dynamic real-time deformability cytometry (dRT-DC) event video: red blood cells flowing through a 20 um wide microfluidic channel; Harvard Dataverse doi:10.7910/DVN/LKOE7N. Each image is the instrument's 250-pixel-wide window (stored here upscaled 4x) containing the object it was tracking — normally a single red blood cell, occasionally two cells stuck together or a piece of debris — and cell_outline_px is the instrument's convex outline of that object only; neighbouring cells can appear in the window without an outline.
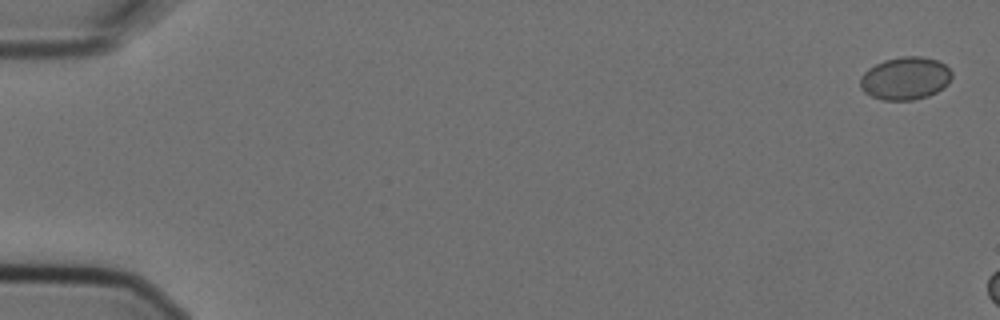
{"species": "Egyptian fruit bat (a non-hibernating species)", "species_latin": "Rousettus aegyptiacus", "temperature_condition": "cold", "stored_images_in_passage": 5, "camera_frame_rate_fps": 3000, "um_per_image_px": 0.085, "animal": {"sex": "female"}, "frame": {"image": 1, "passage_image": 1, "time_ms": 0.0, "image_size_px": [1000, 320], "cell_outline_px": [[952, 76], [948, 84], [944, 88], [928, 96], [912, 100], [884, 100], [872, 96], [864, 92], [860, 88], [860, 76], [868, 68], [884, 60], [900, 56], [920, 56], [936, 60], [944, 64], [952, 72]], "centroid_in_image_um": [76.94, 6.66], "position_along_channel_um": 8.1, "area_um2": 22.95}}
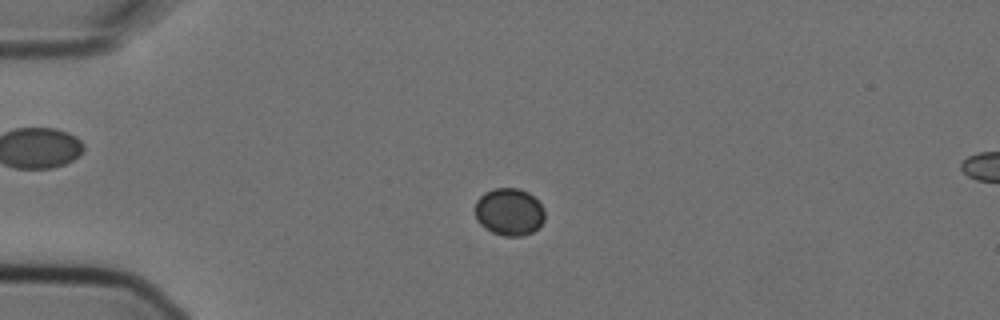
{"frame": {"image": 2, "passage_image": 3, "time_ms": 0.667, "image_size_px": [1000, 320], "cell_outline_px": [[544, 220], [532, 232], [520, 236], [504, 236], [492, 232], [484, 228], [476, 220], [476, 200], [484, 192], [492, 188], [520, 188], [528, 192], [544, 208]], "centroid_in_image_um": [43.26, 18.0], "position_along_channel_um": 41.7, "area_um2": 19.25}}
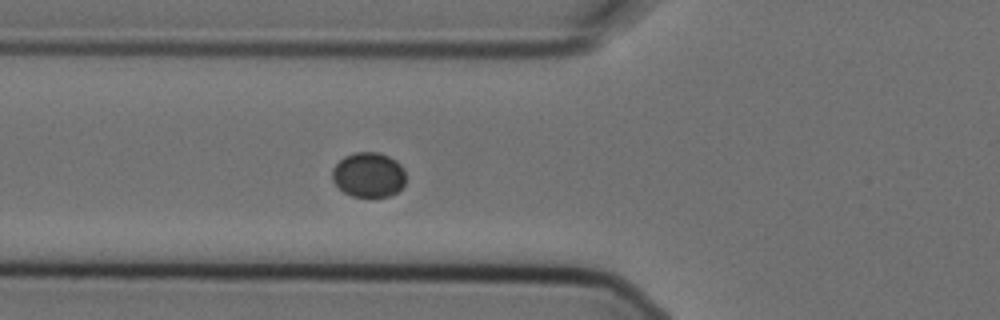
{"frame": {"image": 3, "passage_image": 5, "time_ms": 1.333, "image_size_px": [1000, 320], "cell_outline_px": [[404, 184], [396, 192], [388, 196], [352, 196], [344, 192], [332, 180], [332, 168], [344, 156], [356, 152], [380, 152], [396, 160], [404, 168]], "centroid_in_image_um": [31.32, 14.84], "position_along_channel_um": 94.5, "area_um2": 19.13}}